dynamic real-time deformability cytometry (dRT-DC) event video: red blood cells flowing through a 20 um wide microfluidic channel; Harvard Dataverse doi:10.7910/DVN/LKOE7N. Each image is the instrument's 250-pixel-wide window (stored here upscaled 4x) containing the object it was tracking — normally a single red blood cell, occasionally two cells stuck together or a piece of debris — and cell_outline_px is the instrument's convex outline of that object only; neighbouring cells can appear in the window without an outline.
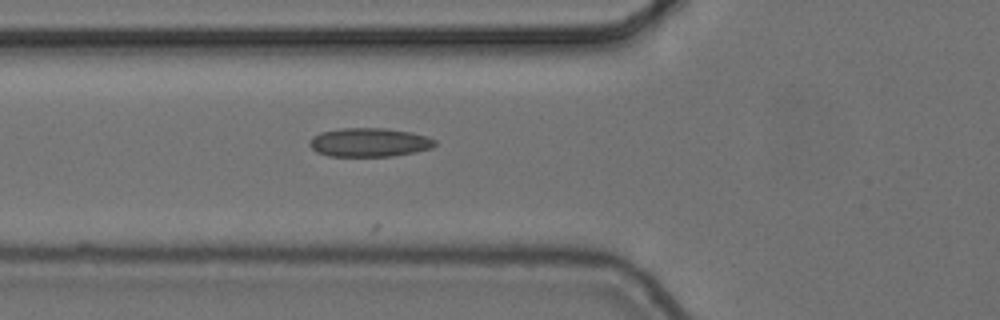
{"species": "common noctule bat (a hibernating species)", "species_latin": "Nyctalus noctula", "temperature_condition": "cold", "stored_images_in_passage": 2, "camera_frame_rate_fps": 3000, "um_per_image_px": 0.085, "animal": {"sex": "female", "body_mass_g": 24.6, "forearm_length_mm": 56.2}, "frame": {"image": 1, "passage_image": 2, "time_ms": 0.333, "image_size_px": [1000, 320], "cell_outline_px": [[436, 144], [432, 148], [416, 152], [392, 156], [328, 156], [316, 152], [308, 144], [312, 136], [320, 132], [340, 128], [384, 128], [412, 132], [428, 136], [436, 140]], "centroid_in_image_um": [31.39, 12.1], "position_along_channel_um": 94.4, "area_um2": 21.27}}